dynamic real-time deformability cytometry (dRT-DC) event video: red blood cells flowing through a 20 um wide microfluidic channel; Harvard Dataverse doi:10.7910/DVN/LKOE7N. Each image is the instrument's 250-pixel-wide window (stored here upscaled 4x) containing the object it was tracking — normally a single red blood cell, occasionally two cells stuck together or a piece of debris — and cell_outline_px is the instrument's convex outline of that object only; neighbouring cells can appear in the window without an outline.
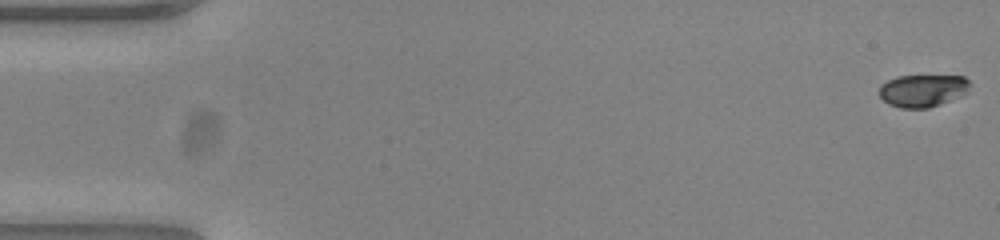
{"species": "common noctule bat (a hibernating species)", "species_latin": "Nyctalus noctula", "temperature_condition": "warm", "stored_images_in_passage": 54, "camera_frame_rate_fps": 3000, "um_per_image_px": 0.085, "animal": {"sex": "female", "body_mass_g": 23.0, "forearm_length_mm": 53.4}, "frame": {"image": 1, "passage_image": 1, "time_ms": 0.0, "image_size_px": [1000, 240], "cell_outline_px": [[968, 92], [960, 96], [940, 104], [928, 108], [900, 108], [888, 104], [880, 96], [880, 84], [896, 76], [964, 76], [968, 80]], "centroid_in_image_um": [78.41, 7.7], "position_along_channel_um": 6.6, "area_um2": 17.05}}
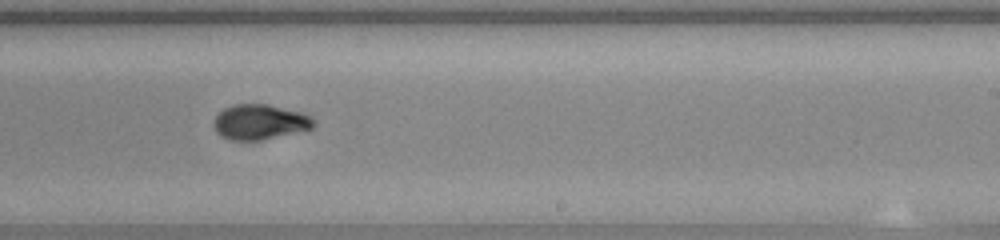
{"frame": {"image": 2, "passage_image": 33, "time_ms": 10.667, "image_size_px": [1000, 240], "cell_outline_px": [[316, 124], [312, 128], [260, 140], [228, 140], [220, 136], [216, 132], [212, 124], [216, 116], [224, 108], [232, 104], [268, 104], [300, 112], [312, 116]], "centroid_in_image_um": [22.05, 10.36], "position_along_channel_um": 267.0, "area_um2": 20.46}}
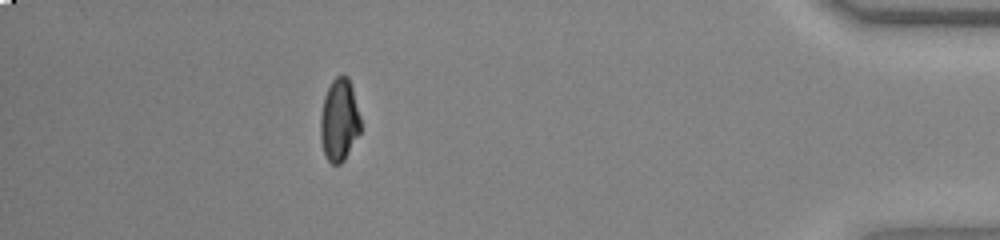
{"frame": {"image": 3, "passage_image": 48, "time_ms": 15.667, "image_size_px": [1000, 240], "cell_outline_px": [[360, 132], [344, 160], [340, 164], [332, 164], [324, 156], [320, 140], [320, 116], [324, 96], [332, 80], [340, 72], [348, 76], [352, 88], [360, 116]], "centroid_in_image_um": [28.81, 10.2], "position_along_channel_um": 406.4, "area_um2": 19.48}, "authors_computed_cell_mechanics": {"area_um2": 19.941, "velocity_mm_per_s": 3.8498, "shape_relaxation_time_tau1_ms": 4.9038, "shape_relaxation_time_tau2_ms": null, "deformation_change_tau1": 0.1921, "deformation_change_tau2": null}}